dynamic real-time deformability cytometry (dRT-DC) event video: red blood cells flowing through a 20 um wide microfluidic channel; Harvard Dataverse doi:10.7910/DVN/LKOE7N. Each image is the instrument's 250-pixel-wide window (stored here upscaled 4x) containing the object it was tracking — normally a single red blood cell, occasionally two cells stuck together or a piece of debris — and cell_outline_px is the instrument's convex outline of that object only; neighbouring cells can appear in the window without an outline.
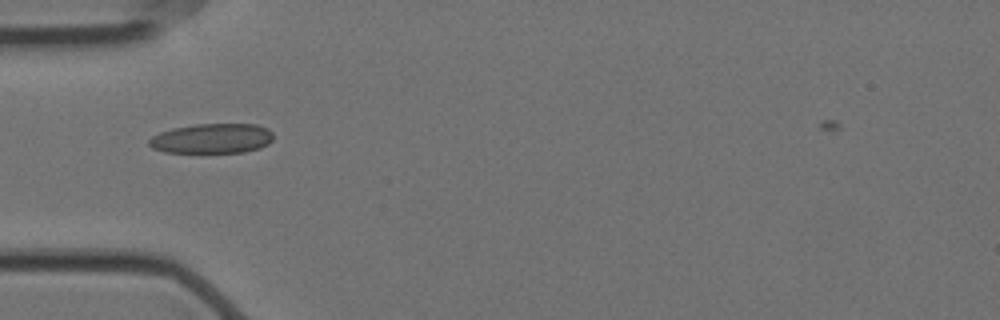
{"species": "Egyptian fruit bat (a non-hibernating species)", "species_latin": "Rousettus aegyptiacus", "temperature_condition": "cold", "stored_images_in_passage": 39, "camera_frame_rate_fps": 3000, "um_per_image_px": 0.085, "animal": {"sex": "female"}, "frame": {"image": 1, "passage_image": 4, "time_ms": 1.0, "image_size_px": [1000, 320], "cell_outline_px": [[272, 140], [268, 144], [260, 148], [244, 152], [164, 152], [152, 148], [148, 144], [148, 140], [152, 136], [160, 132], [172, 128], [196, 124], [256, 124], [268, 128], [272, 132]], "centroid_in_image_um": [18.02, 11.76], "position_along_channel_um": 67.0, "area_um2": 21.68}}
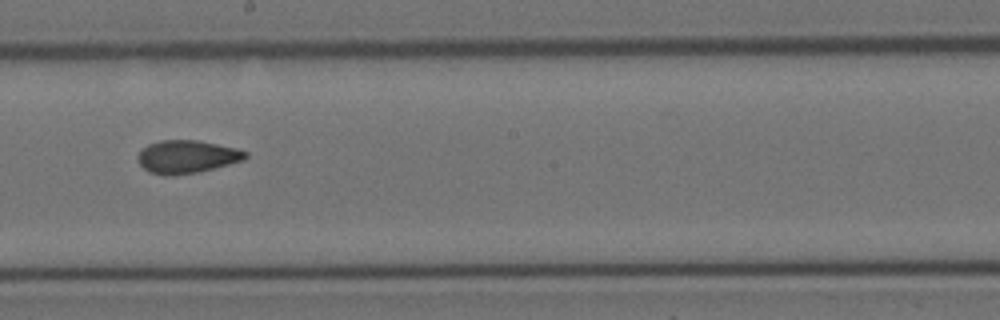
{"frame": {"image": 2, "passage_image": 18, "time_ms": 5.667, "image_size_px": [1000, 320], "cell_outline_px": [[248, 156], [244, 160], [196, 172], [172, 176], [164, 176], [148, 172], [140, 164], [136, 156], [148, 144], [160, 140], [196, 140], [236, 148], [248, 152]], "centroid_in_image_um": [15.86, 13.32], "position_along_channel_um": 232.3, "area_um2": 20.58}}
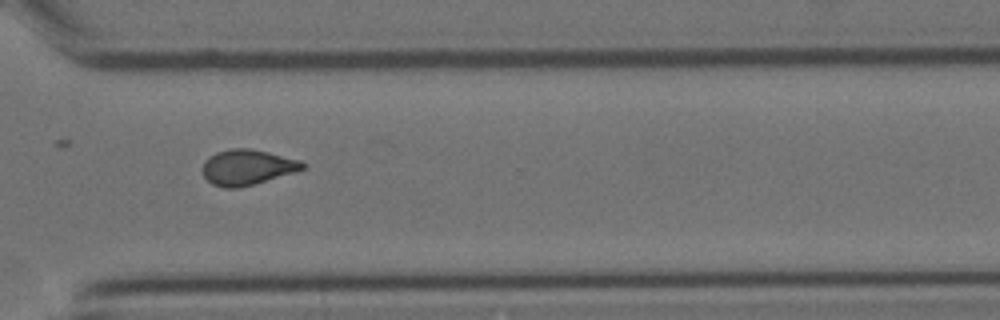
{"frame": {"image": 3, "passage_image": 28, "time_ms": 9.0, "image_size_px": [1000, 320], "cell_outline_px": [[304, 168], [292, 172], [252, 184], [236, 188], [224, 188], [212, 184], [204, 176], [200, 168], [204, 160], [208, 156], [216, 152], [232, 148], [252, 148], [300, 160], [304, 164]], "centroid_in_image_um": [20.92, 14.19], "position_along_channel_um": 349.7, "area_um2": 20.46}, "authors_computed_cell_mechanics": {"area_um2": 20.2878, "velocity_mm_per_s": 3.5239, "shape_relaxation_time_tau1_ms": null, "shape_relaxation_time_tau2_ms": 2.1517, "deformation_change_tau1": null, "deformation_change_tau2": 0.08}}